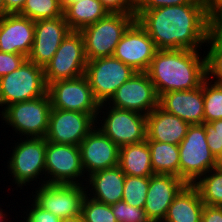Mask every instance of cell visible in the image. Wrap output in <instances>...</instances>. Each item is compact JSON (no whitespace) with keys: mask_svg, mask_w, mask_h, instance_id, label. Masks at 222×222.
<instances>
[{"mask_svg":"<svg viewBox=\"0 0 222 222\" xmlns=\"http://www.w3.org/2000/svg\"><path fill=\"white\" fill-rule=\"evenodd\" d=\"M138 23L157 50H202L208 40L209 15L201 0L190 4L135 10Z\"/></svg>","mask_w":222,"mask_h":222,"instance_id":"obj_1","label":"cell"},{"mask_svg":"<svg viewBox=\"0 0 222 222\" xmlns=\"http://www.w3.org/2000/svg\"><path fill=\"white\" fill-rule=\"evenodd\" d=\"M157 50L146 73L158 97L171 91L193 90L206 79L205 51ZM203 57V58H202Z\"/></svg>","mask_w":222,"mask_h":222,"instance_id":"obj_2","label":"cell"},{"mask_svg":"<svg viewBox=\"0 0 222 222\" xmlns=\"http://www.w3.org/2000/svg\"><path fill=\"white\" fill-rule=\"evenodd\" d=\"M17 140H14L15 145L10 143V145L13 144L10 148L12 152L7 157L9 159L6 163L8 176L11 175L13 179L12 183L16 184L18 188L20 187V190L24 186L33 185L34 188L37 185L45 184L46 139L19 138Z\"/></svg>","mask_w":222,"mask_h":222,"instance_id":"obj_3","label":"cell"},{"mask_svg":"<svg viewBox=\"0 0 222 222\" xmlns=\"http://www.w3.org/2000/svg\"><path fill=\"white\" fill-rule=\"evenodd\" d=\"M52 106L48 93L23 102H16L0 111L3 124L12 127L20 138H45ZM5 121V122H4ZM15 131V132H14Z\"/></svg>","mask_w":222,"mask_h":222,"instance_id":"obj_4","label":"cell"},{"mask_svg":"<svg viewBox=\"0 0 222 222\" xmlns=\"http://www.w3.org/2000/svg\"><path fill=\"white\" fill-rule=\"evenodd\" d=\"M135 20V14L108 13L80 30L87 60L113 56L115 47Z\"/></svg>","mask_w":222,"mask_h":222,"instance_id":"obj_5","label":"cell"},{"mask_svg":"<svg viewBox=\"0 0 222 222\" xmlns=\"http://www.w3.org/2000/svg\"><path fill=\"white\" fill-rule=\"evenodd\" d=\"M96 127L119 147L146 140V115L115 108L107 102L99 106Z\"/></svg>","mask_w":222,"mask_h":222,"instance_id":"obj_6","label":"cell"},{"mask_svg":"<svg viewBox=\"0 0 222 222\" xmlns=\"http://www.w3.org/2000/svg\"><path fill=\"white\" fill-rule=\"evenodd\" d=\"M179 177L186 184H194L200 177L215 168L216 157L206 142L202 124L190 125L179 144Z\"/></svg>","mask_w":222,"mask_h":222,"instance_id":"obj_7","label":"cell"},{"mask_svg":"<svg viewBox=\"0 0 222 222\" xmlns=\"http://www.w3.org/2000/svg\"><path fill=\"white\" fill-rule=\"evenodd\" d=\"M47 93L44 68L26 60L10 74L0 77V109Z\"/></svg>","mask_w":222,"mask_h":222,"instance_id":"obj_8","label":"cell"},{"mask_svg":"<svg viewBox=\"0 0 222 222\" xmlns=\"http://www.w3.org/2000/svg\"><path fill=\"white\" fill-rule=\"evenodd\" d=\"M87 62L82 34L70 31L44 67L46 85L84 75Z\"/></svg>","mask_w":222,"mask_h":222,"instance_id":"obj_9","label":"cell"},{"mask_svg":"<svg viewBox=\"0 0 222 222\" xmlns=\"http://www.w3.org/2000/svg\"><path fill=\"white\" fill-rule=\"evenodd\" d=\"M134 73L136 71L130 66L110 56L88 60L84 75L94 98L102 104L108 102L117 89Z\"/></svg>","mask_w":222,"mask_h":222,"instance_id":"obj_10","label":"cell"},{"mask_svg":"<svg viewBox=\"0 0 222 222\" xmlns=\"http://www.w3.org/2000/svg\"><path fill=\"white\" fill-rule=\"evenodd\" d=\"M86 180L79 146L46 141L45 183L86 185Z\"/></svg>","mask_w":222,"mask_h":222,"instance_id":"obj_11","label":"cell"},{"mask_svg":"<svg viewBox=\"0 0 222 222\" xmlns=\"http://www.w3.org/2000/svg\"><path fill=\"white\" fill-rule=\"evenodd\" d=\"M31 189H36L35 192L31 191L32 199L60 219L81 215L82 203L87 192L85 185L45 183Z\"/></svg>","mask_w":222,"mask_h":222,"instance_id":"obj_12","label":"cell"},{"mask_svg":"<svg viewBox=\"0 0 222 222\" xmlns=\"http://www.w3.org/2000/svg\"><path fill=\"white\" fill-rule=\"evenodd\" d=\"M47 93L52 108L87 113L96 120L100 103L94 98L85 75L50 83Z\"/></svg>","mask_w":222,"mask_h":222,"instance_id":"obj_13","label":"cell"},{"mask_svg":"<svg viewBox=\"0 0 222 222\" xmlns=\"http://www.w3.org/2000/svg\"><path fill=\"white\" fill-rule=\"evenodd\" d=\"M158 95L146 72H136L107 102L110 106L148 115L158 106Z\"/></svg>","mask_w":222,"mask_h":222,"instance_id":"obj_14","label":"cell"},{"mask_svg":"<svg viewBox=\"0 0 222 222\" xmlns=\"http://www.w3.org/2000/svg\"><path fill=\"white\" fill-rule=\"evenodd\" d=\"M96 126V120L87 113L51 109L46 141L79 146Z\"/></svg>","mask_w":222,"mask_h":222,"instance_id":"obj_15","label":"cell"},{"mask_svg":"<svg viewBox=\"0 0 222 222\" xmlns=\"http://www.w3.org/2000/svg\"><path fill=\"white\" fill-rule=\"evenodd\" d=\"M157 48L146 30L135 20L115 47L113 57L136 72H146Z\"/></svg>","mask_w":222,"mask_h":222,"instance_id":"obj_16","label":"cell"},{"mask_svg":"<svg viewBox=\"0 0 222 222\" xmlns=\"http://www.w3.org/2000/svg\"><path fill=\"white\" fill-rule=\"evenodd\" d=\"M79 148L86 176L118 166L120 147L96 126L81 141Z\"/></svg>","mask_w":222,"mask_h":222,"instance_id":"obj_17","label":"cell"},{"mask_svg":"<svg viewBox=\"0 0 222 222\" xmlns=\"http://www.w3.org/2000/svg\"><path fill=\"white\" fill-rule=\"evenodd\" d=\"M70 31L64 15L35 21L34 43L27 60L44 68Z\"/></svg>","mask_w":222,"mask_h":222,"instance_id":"obj_18","label":"cell"},{"mask_svg":"<svg viewBox=\"0 0 222 222\" xmlns=\"http://www.w3.org/2000/svg\"><path fill=\"white\" fill-rule=\"evenodd\" d=\"M186 183L172 174H153L150 177L149 189L144 210L152 222H162L169 206Z\"/></svg>","mask_w":222,"mask_h":222,"instance_id":"obj_19","label":"cell"},{"mask_svg":"<svg viewBox=\"0 0 222 222\" xmlns=\"http://www.w3.org/2000/svg\"><path fill=\"white\" fill-rule=\"evenodd\" d=\"M35 21L19 14L0 19V51L28 57L34 43Z\"/></svg>","mask_w":222,"mask_h":222,"instance_id":"obj_20","label":"cell"},{"mask_svg":"<svg viewBox=\"0 0 222 222\" xmlns=\"http://www.w3.org/2000/svg\"><path fill=\"white\" fill-rule=\"evenodd\" d=\"M158 106L190 125L204 122L203 83L193 90L171 91L161 94Z\"/></svg>","mask_w":222,"mask_h":222,"instance_id":"obj_21","label":"cell"},{"mask_svg":"<svg viewBox=\"0 0 222 222\" xmlns=\"http://www.w3.org/2000/svg\"><path fill=\"white\" fill-rule=\"evenodd\" d=\"M125 178L119 166L93 172L87 176L86 195L107 205L116 204L122 201Z\"/></svg>","mask_w":222,"mask_h":222,"instance_id":"obj_22","label":"cell"},{"mask_svg":"<svg viewBox=\"0 0 222 222\" xmlns=\"http://www.w3.org/2000/svg\"><path fill=\"white\" fill-rule=\"evenodd\" d=\"M190 124L157 106L146 115V141L179 145Z\"/></svg>","mask_w":222,"mask_h":222,"instance_id":"obj_23","label":"cell"},{"mask_svg":"<svg viewBox=\"0 0 222 222\" xmlns=\"http://www.w3.org/2000/svg\"><path fill=\"white\" fill-rule=\"evenodd\" d=\"M203 208L197 188L186 184L174 198L162 222H201Z\"/></svg>","mask_w":222,"mask_h":222,"instance_id":"obj_24","label":"cell"},{"mask_svg":"<svg viewBox=\"0 0 222 222\" xmlns=\"http://www.w3.org/2000/svg\"><path fill=\"white\" fill-rule=\"evenodd\" d=\"M118 166L125 175L151 177L154 173L147 141L120 147Z\"/></svg>","mask_w":222,"mask_h":222,"instance_id":"obj_25","label":"cell"},{"mask_svg":"<svg viewBox=\"0 0 222 222\" xmlns=\"http://www.w3.org/2000/svg\"><path fill=\"white\" fill-rule=\"evenodd\" d=\"M99 0L72 2L63 9V15L71 31H80L108 14Z\"/></svg>","mask_w":222,"mask_h":222,"instance_id":"obj_26","label":"cell"},{"mask_svg":"<svg viewBox=\"0 0 222 222\" xmlns=\"http://www.w3.org/2000/svg\"><path fill=\"white\" fill-rule=\"evenodd\" d=\"M154 174H172L179 177V145L147 141Z\"/></svg>","mask_w":222,"mask_h":222,"instance_id":"obj_27","label":"cell"},{"mask_svg":"<svg viewBox=\"0 0 222 222\" xmlns=\"http://www.w3.org/2000/svg\"><path fill=\"white\" fill-rule=\"evenodd\" d=\"M204 205L222 206V170L213 168L193 184Z\"/></svg>","mask_w":222,"mask_h":222,"instance_id":"obj_28","label":"cell"},{"mask_svg":"<svg viewBox=\"0 0 222 222\" xmlns=\"http://www.w3.org/2000/svg\"><path fill=\"white\" fill-rule=\"evenodd\" d=\"M204 122L222 119V84L203 81Z\"/></svg>","mask_w":222,"mask_h":222,"instance_id":"obj_29","label":"cell"},{"mask_svg":"<svg viewBox=\"0 0 222 222\" xmlns=\"http://www.w3.org/2000/svg\"><path fill=\"white\" fill-rule=\"evenodd\" d=\"M19 15L33 21L53 19L63 16V8L60 0H26Z\"/></svg>","mask_w":222,"mask_h":222,"instance_id":"obj_30","label":"cell"},{"mask_svg":"<svg viewBox=\"0 0 222 222\" xmlns=\"http://www.w3.org/2000/svg\"><path fill=\"white\" fill-rule=\"evenodd\" d=\"M150 177L126 175L122 201L130 206L144 208L149 189Z\"/></svg>","mask_w":222,"mask_h":222,"instance_id":"obj_31","label":"cell"},{"mask_svg":"<svg viewBox=\"0 0 222 222\" xmlns=\"http://www.w3.org/2000/svg\"><path fill=\"white\" fill-rule=\"evenodd\" d=\"M81 215L84 222H117L111 205L98 202L87 195L82 203Z\"/></svg>","mask_w":222,"mask_h":222,"instance_id":"obj_32","label":"cell"},{"mask_svg":"<svg viewBox=\"0 0 222 222\" xmlns=\"http://www.w3.org/2000/svg\"><path fill=\"white\" fill-rule=\"evenodd\" d=\"M206 46L208 47L205 48L207 49V53L205 50L206 78L222 84V43L212 42L208 38Z\"/></svg>","mask_w":222,"mask_h":222,"instance_id":"obj_33","label":"cell"},{"mask_svg":"<svg viewBox=\"0 0 222 222\" xmlns=\"http://www.w3.org/2000/svg\"><path fill=\"white\" fill-rule=\"evenodd\" d=\"M117 222H152L143 208L130 206L124 201L111 205Z\"/></svg>","mask_w":222,"mask_h":222,"instance_id":"obj_34","label":"cell"},{"mask_svg":"<svg viewBox=\"0 0 222 222\" xmlns=\"http://www.w3.org/2000/svg\"><path fill=\"white\" fill-rule=\"evenodd\" d=\"M29 197L30 199L28 202L31 203H29L31 206L28 205V208L26 207V211H23L22 215H26L22 217L24 218V221L22 220L21 222H61L62 219L43 209L34 200H32L31 196Z\"/></svg>","mask_w":222,"mask_h":222,"instance_id":"obj_35","label":"cell"},{"mask_svg":"<svg viewBox=\"0 0 222 222\" xmlns=\"http://www.w3.org/2000/svg\"><path fill=\"white\" fill-rule=\"evenodd\" d=\"M26 60L27 57L25 55L0 51V77L10 74L19 68Z\"/></svg>","mask_w":222,"mask_h":222,"instance_id":"obj_36","label":"cell"},{"mask_svg":"<svg viewBox=\"0 0 222 222\" xmlns=\"http://www.w3.org/2000/svg\"><path fill=\"white\" fill-rule=\"evenodd\" d=\"M208 38L212 42L222 43V7L209 14Z\"/></svg>","mask_w":222,"mask_h":222,"instance_id":"obj_37","label":"cell"},{"mask_svg":"<svg viewBox=\"0 0 222 222\" xmlns=\"http://www.w3.org/2000/svg\"><path fill=\"white\" fill-rule=\"evenodd\" d=\"M109 13L135 14V0H99Z\"/></svg>","mask_w":222,"mask_h":222,"instance_id":"obj_38","label":"cell"},{"mask_svg":"<svg viewBox=\"0 0 222 222\" xmlns=\"http://www.w3.org/2000/svg\"><path fill=\"white\" fill-rule=\"evenodd\" d=\"M195 0H137L135 10H149L165 6L193 3Z\"/></svg>","mask_w":222,"mask_h":222,"instance_id":"obj_39","label":"cell"},{"mask_svg":"<svg viewBox=\"0 0 222 222\" xmlns=\"http://www.w3.org/2000/svg\"><path fill=\"white\" fill-rule=\"evenodd\" d=\"M201 222H222V206L204 205Z\"/></svg>","mask_w":222,"mask_h":222,"instance_id":"obj_40","label":"cell"},{"mask_svg":"<svg viewBox=\"0 0 222 222\" xmlns=\"http://www.w3.org/2000/svg\"><path fill=\"white\" fill-rule=\"evenodd\" d=\"M206 137H218L222 140V119L211 121L209 123L203 122Z\"/></svg>","mask_w":222,"mask_h":222,"instance_id":"obj_41","label":"cell"},{"mask_svg":"<svg viewBox=\"0 0 222 222\" xmlns=\"http://www.w3.org/2000/svg\"><path fill=\"white\" fill-rule=\"evenodd\" d=\"M7 14H19L26 0H3Z\"/></svg>","mask_w":222,"mask_h":222,"instance_id":"obj_42","label":"cell"},{"mask_svg":"<svg viewBox=\"0 0 222 222\" xmlns=\"http://www.w3.org/2000/svg\"><path fill=\"white\" fill-rule=\"evenodd\" d=\"M206 142L215 157L222 151V140L218 137H206Z\"/></svg>","mask_w":222,"mask_h":222,"instance_id":"obj_43","label":"cell"},{"mask_svg":"<svg viewBox=\"0 0 222 222\" xmlns=\"http://www.w3.org/2000/svg\"><path fill=\"white\" fill-rule=\"evenodd\" d=\"M206 13L209 15L217 8L222 7V0H201Z\"/></svg>","mask_w":222,"mask_h":222,"instance_id":"obj_44","label":"cell"},{"mask_svg":"<svg viewBox=\"0 0 222 222\" xmlns=\"http://www.w3.org/2000/svg\"><path fill=\"white\" fill-rule=\"evenodd\" d=\"M61 222H84V221L82 215H79L72 218L62 219Z\"/></svg>","mask_w":222,"mask_h":222,"instance_id":"obj_45","label":"cell"},{"mask_svg":"<svg viewBox=\"0 0 222 222\" xmlns=\"http://www.w3.org/2000/svg\"><path fill=\"white\" fill-rule=\"evenodd\" d=\"M215 168L222 170V151L216 156Z\"/></svg>","mask_w":222,"mask_h":222,"instance_id":"obj_46","label":"cell"},{"mask_svg":"<svg viewBox=\"0 0 222 222\" xmlns=\"http://www.w3.org/2000/svg\"><path fill=\"white\" fill-rule=\"evenodd\" d=\"M0 206H2V204H0ZM7 214L8 213L3 208L0 207V222H5L6 220L7 221L9 220V218L7 219L8 217Z\"/></svg>","mask_w":222,"mask_h":222,"instance_id":"obj_47","label":"cell"},{"mask_svg":"<svg viewBox=\"0 0 222 222\" xmlns=\"http://www.w3.org/2000/svg\"><path fill=\"white\" fill-rule=\"evenodd\" d=\"M7 14L3 0H0V19Z\"/></svg>","mask_w":222,"mask_h":222,"instance_id":"obj_48","label":"cell"},{"mask_svg":"<svg viewBox=\"0 0 222 222\" xmlns=\"http://www.w3.org/2000/svg\"><path fill=\"white\" fill-rule=\"evenodd\" d=\"M81 0H60L62 8L64 9L68 4L72 3V2H78Z\"/></svg>","mask_w":222,"mask_h":222,"instance_id":"obj_49","label":"cell"}]
</instances>
